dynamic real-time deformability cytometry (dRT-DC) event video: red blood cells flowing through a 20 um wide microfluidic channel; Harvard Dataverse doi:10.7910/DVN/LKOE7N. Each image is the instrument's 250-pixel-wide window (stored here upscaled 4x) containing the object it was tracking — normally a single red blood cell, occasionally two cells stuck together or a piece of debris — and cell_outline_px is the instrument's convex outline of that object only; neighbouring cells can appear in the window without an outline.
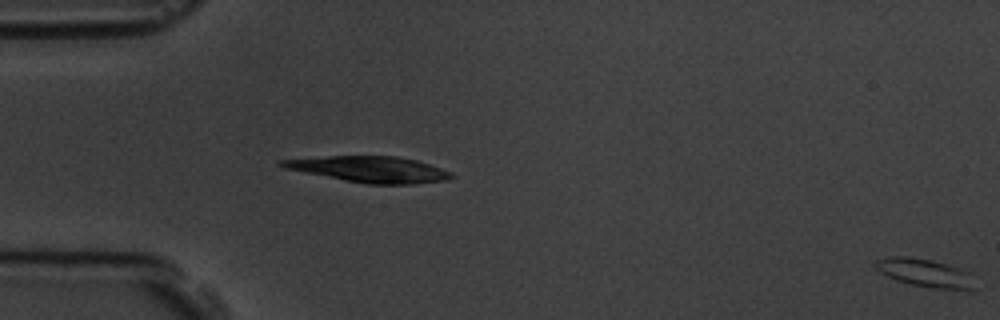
{"species": "common noctule bat (a hibernating species)", "species_latin": "Nyctalus noctula", "temperature_condition": "room temperature", "stored_images_in_passage": 17, "segment_of_instrument_passage": [2, 2], "camera_frame_rate_fps": 3000, "um_per_image_px": 0.085, "animal": {"sex": "male", "body_mass_g": 19.5, "forearm_length_mm": 54.6}, "frame": {"image": 1, "passage_image": 17, "time_ms": 5.333, "image_size_px": [1000, 320], "cell_outline_px": [[972, 288], [932, 288], [912, 284], [896, 280], [880, 272], [872, 264], [876, 260], [892, 256], [908, 256], [932, 260], [960, 268]], "centroid_in_image_um": [78.4, 23.14], "position_along_channel_um": 6.6, "area_um2": 15.32}}